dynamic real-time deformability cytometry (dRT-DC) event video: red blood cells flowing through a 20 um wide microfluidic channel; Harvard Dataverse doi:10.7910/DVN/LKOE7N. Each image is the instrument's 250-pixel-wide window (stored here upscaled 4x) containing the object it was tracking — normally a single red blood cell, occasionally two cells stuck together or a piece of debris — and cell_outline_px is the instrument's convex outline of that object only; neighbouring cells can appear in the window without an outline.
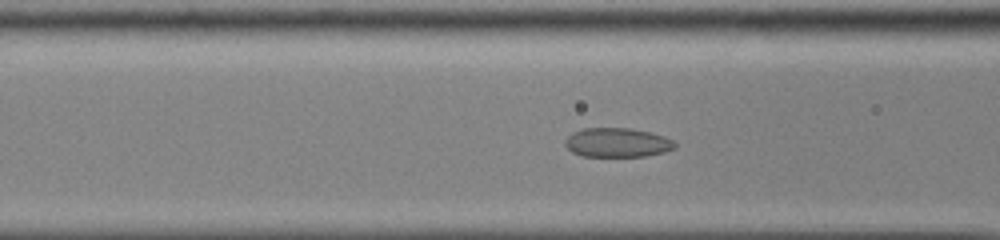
{"species": "common noctule bat (a hibernating species)", "species_latin": "Nyctalus noctula", "temperature_condition": "cold", "stored_images_in_passage": 37, "camera_frame_rate_fps": 3000, "um_per_image_px": 0.085, "animal": {"sex": "male", "body_mass_g": 13.0, "forearm_length_mm": 53.1}, "frame": {"image": 1, "passage_image": 7, "time_ms": 2.0, "image_size_px": [1000, 240], "cell_outline_px": [[676, 148], [664, 152], [644, 156], [580, 156], [572, 152], [564, 144], [564, 140], [572, 132], [584, 128], [632, 128], [652, 132], [664, 136], [672, 140], [676, 144]], "centroid_in_image_um": [52.46, 12.11], "position_along_channel_um": 114.1, "area_um2": 18.84}}
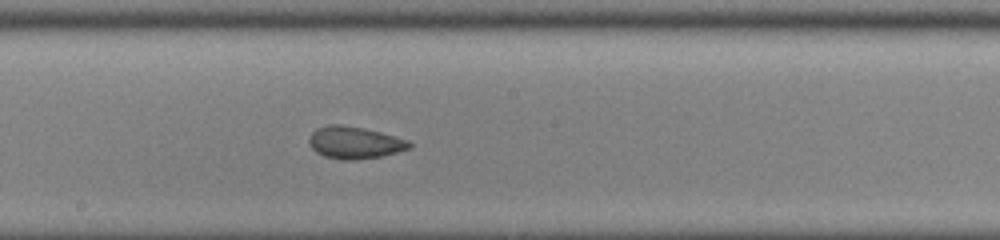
{"frame": {"image": 2, "passage_image": 15, "time_ms": 4.667, "image_size_px": [1000, 240], "cell_outline_px": [[412, 148], [380, 156], [356, 160], [344, 160], [324, 156], [316, 152], [308, 144], [308, 140], [312, 132], [316, 128], [328, 124], [340, 124], [364, 128], [380, 132], [408, 140], [412, 144]], "centroid_in_image_um": [30.12, 12.11], "position_along_channel_um": 218.1, "area_um2": 18.84}}
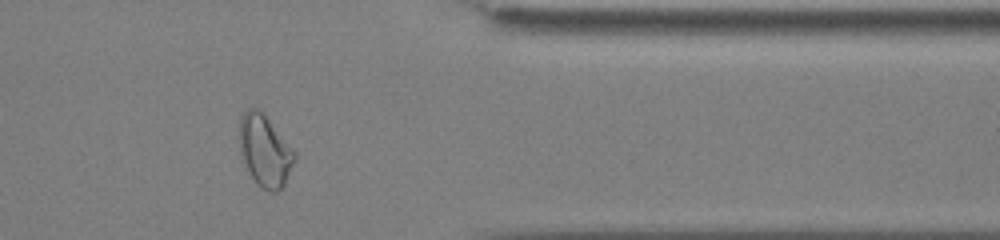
{"frame": {"image": 3, "passage_image": 29, "time_ms": 9.333, "image_size_px": [1000, 240], "cell_outline_px": [[296, 160], [284, 184], [276, 192], [272, 192], [256, 184], [248, 172], [240, 152], [240, 116], [248, 108], [256, 108], [264, 112], [296, 152]], "centroid_in_image_um": [22.53, 12.79], "position_along_channel_um": 388.9, "area_um2": 23.12}}